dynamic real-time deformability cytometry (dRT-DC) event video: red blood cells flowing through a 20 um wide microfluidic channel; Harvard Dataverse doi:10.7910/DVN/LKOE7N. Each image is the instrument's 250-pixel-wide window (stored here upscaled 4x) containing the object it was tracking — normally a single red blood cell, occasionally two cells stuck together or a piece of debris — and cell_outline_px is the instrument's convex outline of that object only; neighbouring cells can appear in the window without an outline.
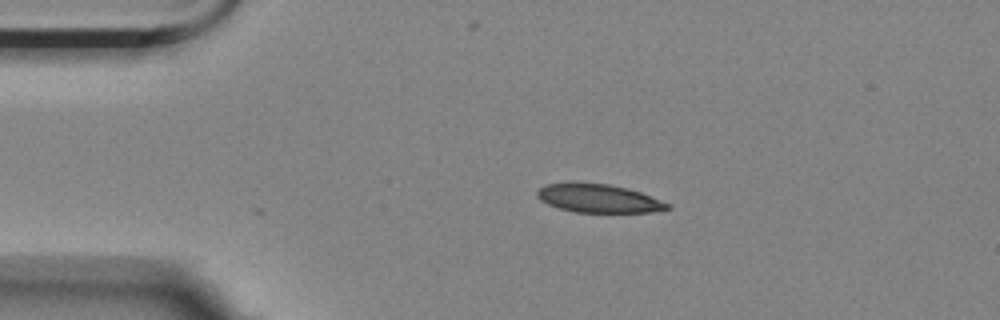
{"species": "Egyptian fruit bat (a non-hibernating species)", "species_latin": "Rousettus aegyptiacus", "temperature_condition": "room temperature", "stored_images_in_passage": 2, "camera_frame_rate_fps": 3000, "um_per_image_px": 0.085, "animal": {"sex": "female"}, "frame": {"image": 1, "passage_image": 2, "time_ms": 0.333, "image_size_px": [1000, 320], "cell_outline_px": [[672, 208], [652, 212], [576, 212], [560, 208], [548, 204], [540, 200], [536, 196], [536, 192], [540, 188], [548, 184], [572, 180], [576, 180], [608, 184], [628, 188], [640, 192], [668, 204]], "centroid_in_image_um": [50.8, 16.82], "position_along_channel_um": 34.2, "area_um2": 21.85}}